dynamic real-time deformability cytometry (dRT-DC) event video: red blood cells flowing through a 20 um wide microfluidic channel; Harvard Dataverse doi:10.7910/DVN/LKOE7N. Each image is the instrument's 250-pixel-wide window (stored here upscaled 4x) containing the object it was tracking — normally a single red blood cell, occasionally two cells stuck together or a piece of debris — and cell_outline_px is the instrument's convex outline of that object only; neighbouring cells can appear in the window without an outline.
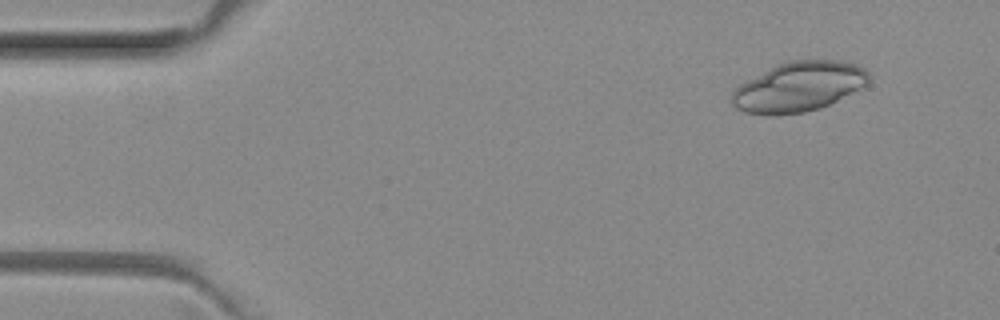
{"species": "common noctule bat (a hibernating species)", "species_latin": "Nyctalus noctula", "temperature_condition": "room temperature", "stored_images_in_passage": 7, "segment_of_instrument_passage": [1, 2], "camera_frame_rate_fps": 3000, "um_per_image_px": 0.085, "animal": {"sex": "female", "body_mass_g": 29.2, "forearm_length_mm": 56.3}, "frame": {"image": 1, "passage_image": 1, "time_ms": 0.0, "image_size_px": [1000, 320], "cell_outline_px": [[868, 84], [820, 108], [804, 112], [776, 116], [744, 112], [736, 108], [728, 100], [732, 92], [740, 84], [776, 64], [788, 60], [840, 60], [856, 64], [864, 68], [868, 72]], "centroid_in_image_um": [67.85, 7.37], "position_along_channel_um": 17.2, "area_um2": 39.77}}